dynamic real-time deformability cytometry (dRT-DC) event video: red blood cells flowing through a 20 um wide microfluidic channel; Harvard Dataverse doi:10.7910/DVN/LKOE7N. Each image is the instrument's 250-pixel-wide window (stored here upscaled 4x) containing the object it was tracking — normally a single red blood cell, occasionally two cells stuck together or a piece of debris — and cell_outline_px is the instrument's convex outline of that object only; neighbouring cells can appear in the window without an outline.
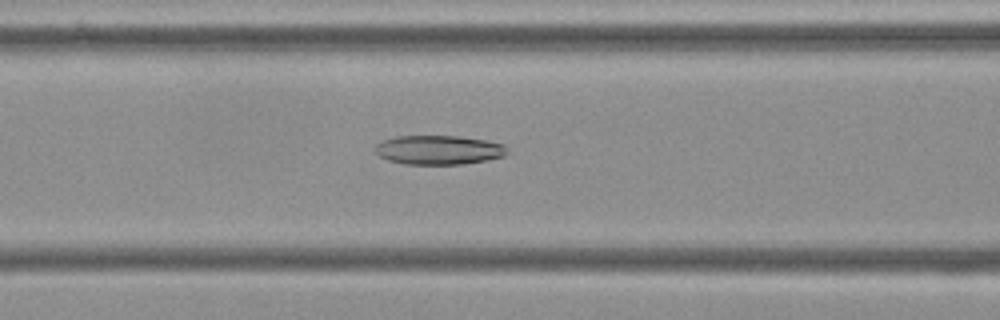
{"species": "Egyptian fruit bat (a non-hibernating species)", "species_latin": "Rousettus aegyptiacus", "temperature_condition": "cold", "stored_images_in_passage": 56, "camera_frame_rate_fps": 3000, "um_per_image_px": 0.085, "frame": {"image": 1, "passage_image": 23, "time_ms": 7.333, "image_size_px": [1000, 320], "cell_outline_px": [[508, 152], [504, 156], [488, 160], [460, 164], [404, 164], [388, 160], [380, 156], [376, 152], [376, 144], [384, 140], [396, 136], [460, 136], [484, 140], [504, 144], [508, 148]], "centroid_in_image_um": [37.32, 12.74], "position_along_channel_um": 129.3, "area_um2": 22.43}}
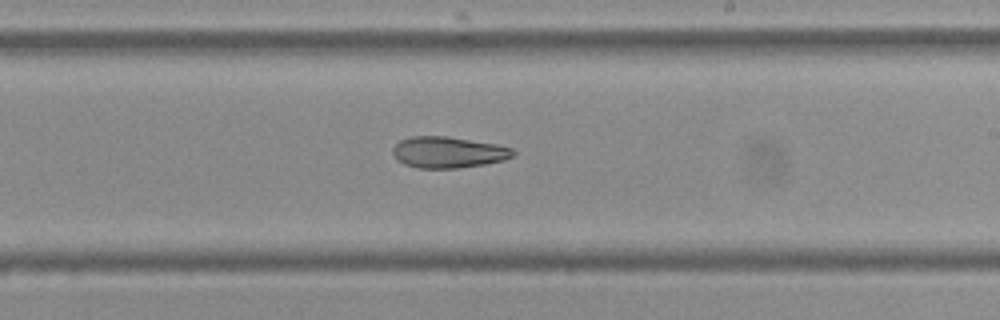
{"frame": {"image": 2, "passage_image": 33, "time_ms": 10.667, "image_size_px": [1000, 320], "cell_outline_px": [[516, 156], [504, 160], [484, 164], [456, 168], [416, 168], [404, 164], [396, 160], [392, 152], [392, 148], [400, 140], [412, 136], [448, 136], [496, 144], [512, 148], [516, 152]], "centroid_in_image_um": [38.1, 12.94], "position_along_channel_um": 250.9, "area_um2": 22.08}}
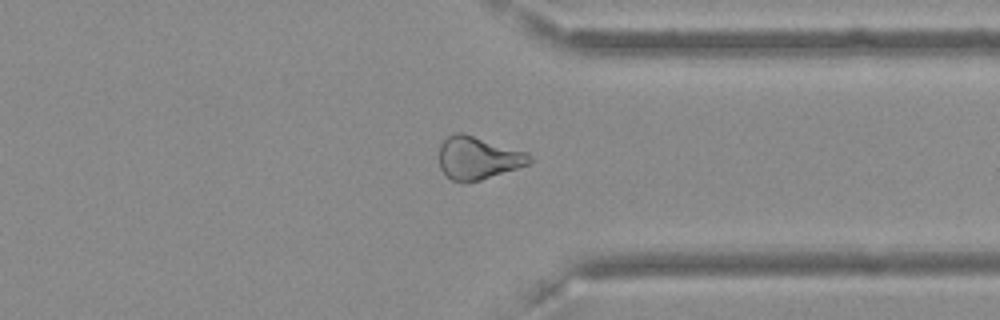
{"frame": {"image": 3, "passage_image": 43, "time_ms": 14.0, "image_size_px": [1000, 320], "cell_outline_px": [[532, 160], [528, 164], [480, 180], [464, 184], [452, 180], [440, 168], [440, 144], [448, 136], [456, 132], [464, 132], [528, 152]], "centroid_in_image_um": [40.62, 13.41], "position_along_channel_um": 370.8, "area_um2": 22.6}, "authors_computed_cell_mechanics": {"area_um2": 24.5361, "velocity_mm_per_s": 3.6446, "shape_relaxation_time_tau1_ms": null, "shape_relaxation_time_tau2_ms": 8.5297, "deformation_change_tau1": null, "deformation_change_tau2": 0.1826}}